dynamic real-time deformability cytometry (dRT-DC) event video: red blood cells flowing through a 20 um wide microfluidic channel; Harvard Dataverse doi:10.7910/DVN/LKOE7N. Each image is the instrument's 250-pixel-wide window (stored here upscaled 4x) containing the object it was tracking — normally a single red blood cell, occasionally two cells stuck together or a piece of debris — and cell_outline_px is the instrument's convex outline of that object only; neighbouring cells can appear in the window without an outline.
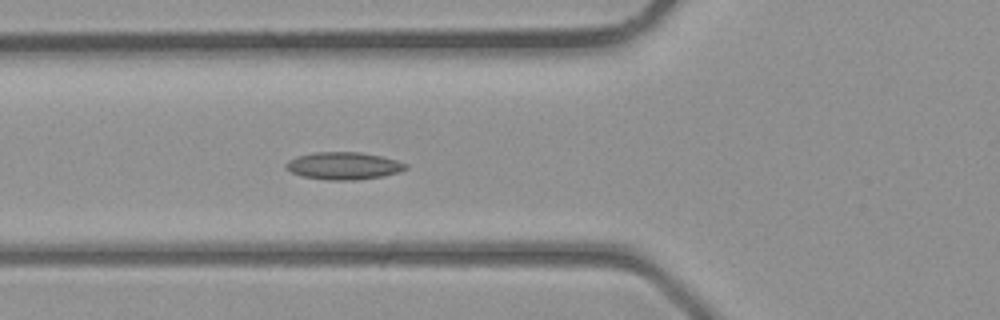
{"species": "common noctule bat (a hibernating species)", "species_latin": "Nyctalus noctula", "temperature_condition": "room temperature", "stored_images_in_passage": 39, "camera_frame_rate_fps": 3000, "um_per_image_px": 0.085, "animal": {"sex": "male", "body_mass_g": 23.1, "forearm_length_mm": 52.7}, "frame": {"image": 1, "passage_image": 15, "time_ms": 4.667, "image_size_px": [1000, 320], "cell_outline_px": [[408, 168], [400, 172], [384, 176], [356, 180], [328, 180], [300, 176], [284, 168], [284, 164], [288, 160], [296, 156], [316, 152], [360, 152], [380, 156], [396, 160], [408, 164]], "centroid_in_image_um": [29.19, 14.1], "position_along_channel_um": 96.6, "area_um2": 19.31}}
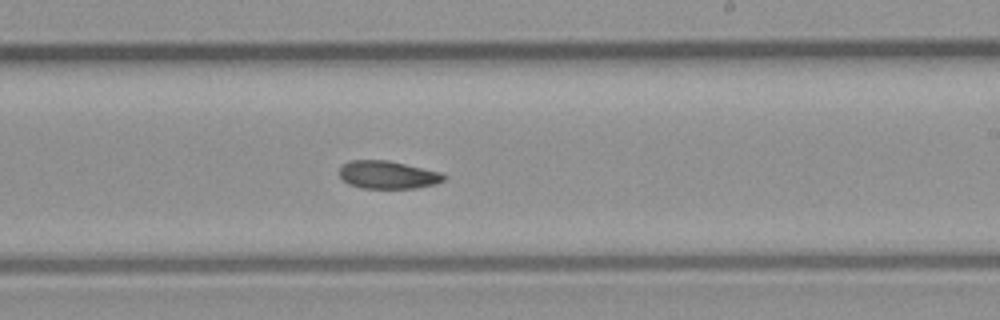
{"frame": {"image": 2, "passage_image": 24, "time_ms": 7.667, "image_size_px": [1000, 320], "cell_outline_px": [[448, 176], [444, 180], [436, 184], [416, 188], [364, 188], [348, 184], [340, 176], [340, 168], [348, 160], [388, 160], [440, 172]], "centroid_in_image_um": [32.98, 14.86], "position_along_channel_um": 256.0, "area_um2": 16.94}}
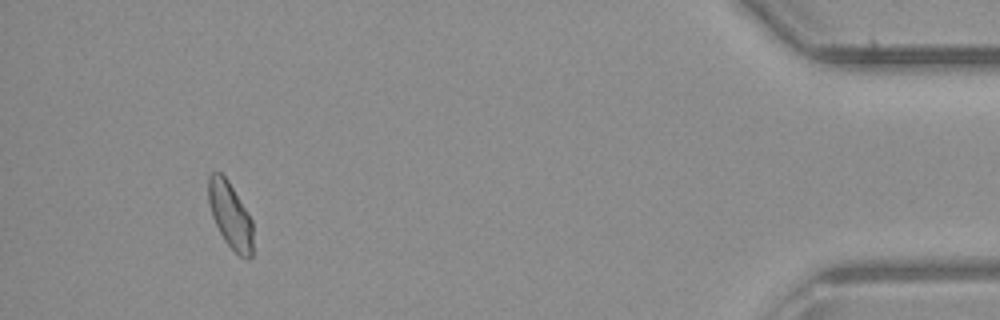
{"frame": {"image": 3, "passage_image": 37, "time_ms": 12.0, "image_size_px": [1000, 320], "cell_outline_px": [[252, 256], [248, 260], [240, 256], [224, 240], [212, 216], [208, 204], [208, 176], [212, 172], [220, 172], [228, 180], [252, 220]], "centroid_in_image_um": [19.56, 18.28], "position_along_channel_um": 415.6, "area_um2": 17.05}}